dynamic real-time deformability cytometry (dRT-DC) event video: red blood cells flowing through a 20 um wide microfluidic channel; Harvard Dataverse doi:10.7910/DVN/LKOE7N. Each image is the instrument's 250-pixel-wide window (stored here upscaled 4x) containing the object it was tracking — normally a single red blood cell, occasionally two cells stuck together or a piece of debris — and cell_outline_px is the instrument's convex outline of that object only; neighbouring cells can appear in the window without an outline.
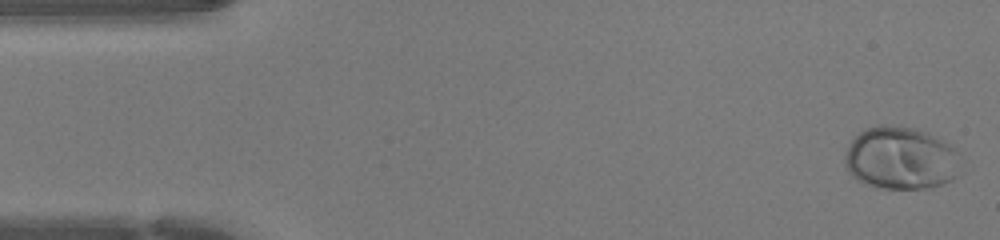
{"species": "human", "species_latin": "Homo sapiens", "temperature_condition": "warm", "stored_images_in_passage": 46, "camera_frame_rate_fps": 3000, "um_per_image_px": 0.085, "donor": {"sex": "female"}, "frame": {"image": 1, "passage_image": 1, "time_ms": 0.0, "image_size_px": [1000, 240], "cell_outline_px": [[956, 176], [952, 180], [928, 188], [884, 188], [868, 184], [852, 176], [848, 172], [844, 164], [844, 152], [852, 140], [864, 128], [876, 124], [884, 124], [916, 128], [936, 136], [956, 148]], "centroid_in_image_um": [76.5, 13.41], "position_along_channel_um": 8.5, "area_um2": 42.14}}
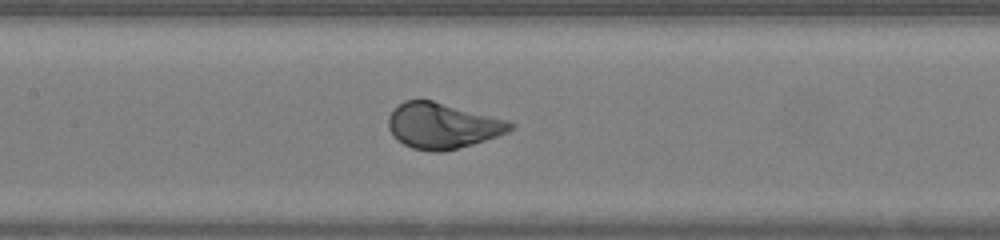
{"frame": {"image": 2, "passage_image": 21, "time_ms": 6.667, "image_size_px": [1000, 240], "cell_outline_px": [[516, 128], [508, 132], [472, 144], [440, 152], [432, 152], [412, 148], [396, 140], [392, 136], [388, 128], [388, 116], [404, 100], [432, 100], [508, 120], [516, 124]], "centroid_in_image_um": [37.61, 10.69], "position_along_channel_um": 169.8, "area_um2": 32.37}}
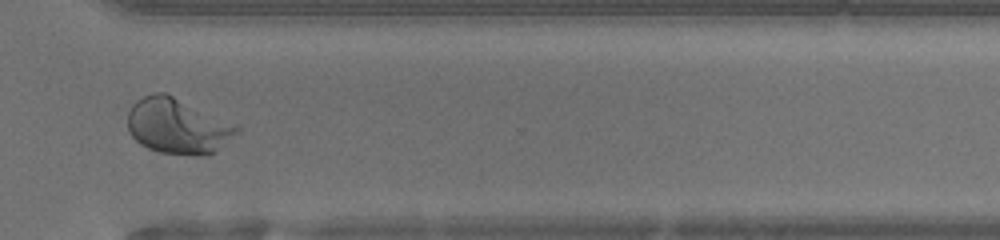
{"frame": {"image": 3, "passage_image": 34, "time_ms": 11.0, "image_size_px": [1000, 240], "cell_outline_px": [[240, 132], [208, 156], [200, 156], [160, 152], [148, 148], [140, 144], [132, 136], [128, 128], [128, 112], [132, 104], [136, 100], [144, 96], [156, 92], [164, 92], [236, 124], [240, 128]], "centroid_in_image_um": [15.1, 10.72], "position_along_channel_um": 355.5, "area_um2": 35.14}, "authors_computed_cell_mechanics": {"area_um2": 34.0731, "velocity_mm_per_s": 4.2933, "shape_relaxation_time_tau1_ms": 2.0903, "shape_relaxation_time_tau2_ms": null, "deformation_change_tau1": 0.1807, "deformation_change_tau2": null}}